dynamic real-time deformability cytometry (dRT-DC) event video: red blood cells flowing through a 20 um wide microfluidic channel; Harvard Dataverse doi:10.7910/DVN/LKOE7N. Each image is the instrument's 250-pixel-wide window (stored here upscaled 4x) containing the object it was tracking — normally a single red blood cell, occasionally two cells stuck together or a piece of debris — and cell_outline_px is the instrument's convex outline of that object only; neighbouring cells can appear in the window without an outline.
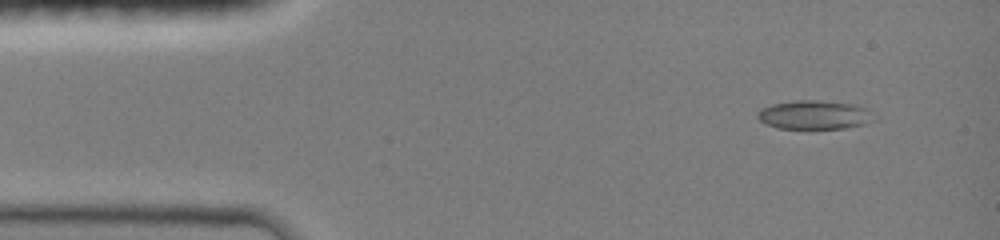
{"species": "common noctule bat (a hibernating species)", "species_latin": "Nyctalus noctula", "temperature_condition": "room temperature", "stored_images_in_passage": 8, "camera_frame_rate_fps": 3000, "um_per_image_px": 0.085, "animal": {"sex": "female", "body_mass_g": 19.0, "forearm_length_mm": 51.5}, "frame": {"image": 1, "passage_image": 2, "time_ms": 0.667, "image_size_px": [1000, 240], "cell_outline_px": [[876, 120], [864, 124], [844, 128], [776, 128], [764, 124], [756, 116], [756, 112], [772, 104], [792, 100], [816, 100], [856, 104], [864, 108]], "centroid_in_image_um": [69.17, 9.76], "position_along_channel_um": 15.8, "area_um2": 19.48}}
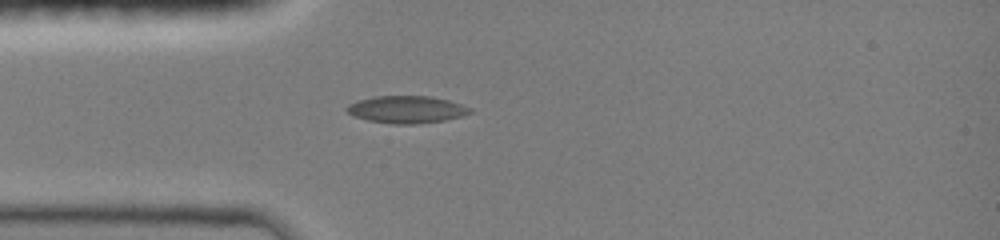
{"frame": {"image": 2, "passage_image": 8, "time_ms": 3.333, "image_size_px": [1000, 240], "cell_outline_px": [[472, 112], [460, 116], [444, 120], [416, 124], [396, 124], [368, 120], [352, 116], [344, 108], [348, 104], [356, 100], [372, 96], [428, 96], [448, 100], [472, 108]], "centroid_in_image_um": [34.5, 9.3], "position_along_channel_um": 50.5, "area_um2": 19.59}}